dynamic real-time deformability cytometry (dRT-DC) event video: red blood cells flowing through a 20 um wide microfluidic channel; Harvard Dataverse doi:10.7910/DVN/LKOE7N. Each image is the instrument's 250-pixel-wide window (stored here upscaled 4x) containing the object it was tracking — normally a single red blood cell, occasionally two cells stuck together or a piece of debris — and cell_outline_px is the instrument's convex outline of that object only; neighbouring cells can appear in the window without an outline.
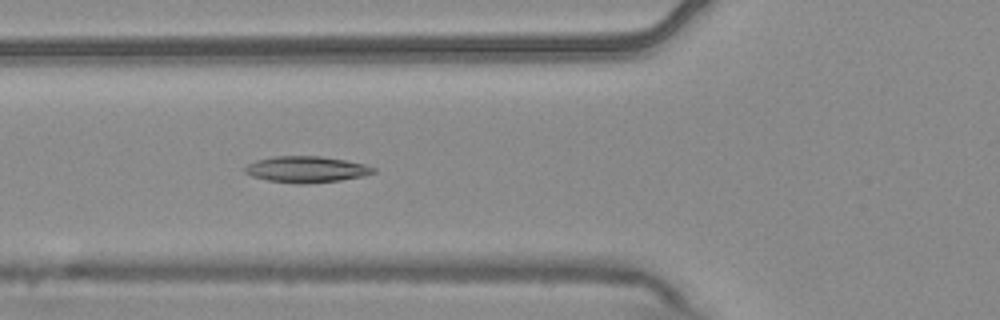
{"species": "common noctule bat (a hibernating species)", "species_latin": "Nyctalus noctula", "temperature_condition": "warm", "stored_images_in_passage": 6, "camera_frame_rate_fps": 3000, "um_per_image_px": 0.085, "animal": {"sex": "male", "body_mass_g": 20.4}, "frame": {"image": 1, "passage_image": 6, "time_ms": 1.667, "image_size_px": [1000, 320], "cell_outline_px": [[376, 172], [360, 176], [340, 180], [300, 184], [268, 180], [252, 176], [244, 172], [244, 168], [248, 164], [256, 160], [272, 156], [320, 156], [344, 160], [364, 164], [376, 168]], "centroid_in_image_um": [26.01, 14.39], "position_along_channel_um": 99.8, "area_um2": 19.42}}